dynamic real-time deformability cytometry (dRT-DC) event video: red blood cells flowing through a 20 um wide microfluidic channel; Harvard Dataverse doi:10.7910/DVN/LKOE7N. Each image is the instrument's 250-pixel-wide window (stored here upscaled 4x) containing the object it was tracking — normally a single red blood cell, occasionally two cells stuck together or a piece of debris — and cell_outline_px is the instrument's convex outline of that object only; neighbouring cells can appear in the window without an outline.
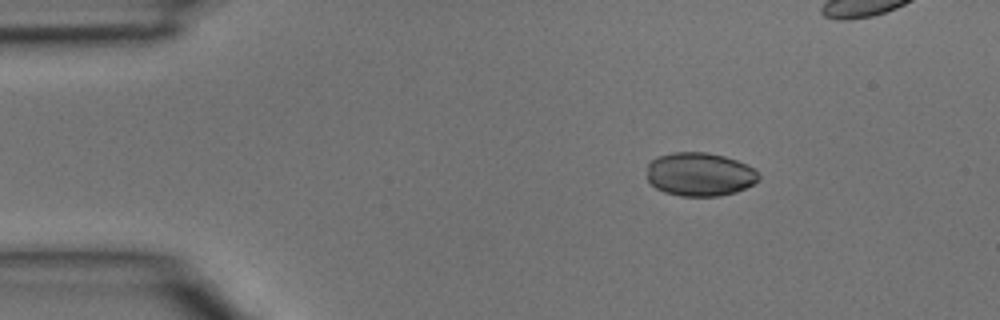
{"species": "common noctule bat (a hibernating species)", "species_latin": "Nyctalus noctula", "temperature_condition": "room temperature", "stored_images_in_passage": 5, "camera_frame_rate_fps": 3000, "um_per_image_px": 0.085, "animal": {"sex": "male", "body_mass_g": 15.6}, "frame": {"image": 1, "passage_image": 2, "time_ms": 0.333, "image_size_px": [1000, 320], "cell_outline_px": [[760, 180], [736, 192], [720, 196], [680, 196], [664, 192], [656, 188], [648, 180], [648, 164], [652, 160], [660, 156], [676, 152], [708, 152], [724, 156], [748, 164], [760, 176]], "centroid_in_image_um": [59.49, 14.82], "position_along_channel_um": 25.5, "area_um2": 28.32}}